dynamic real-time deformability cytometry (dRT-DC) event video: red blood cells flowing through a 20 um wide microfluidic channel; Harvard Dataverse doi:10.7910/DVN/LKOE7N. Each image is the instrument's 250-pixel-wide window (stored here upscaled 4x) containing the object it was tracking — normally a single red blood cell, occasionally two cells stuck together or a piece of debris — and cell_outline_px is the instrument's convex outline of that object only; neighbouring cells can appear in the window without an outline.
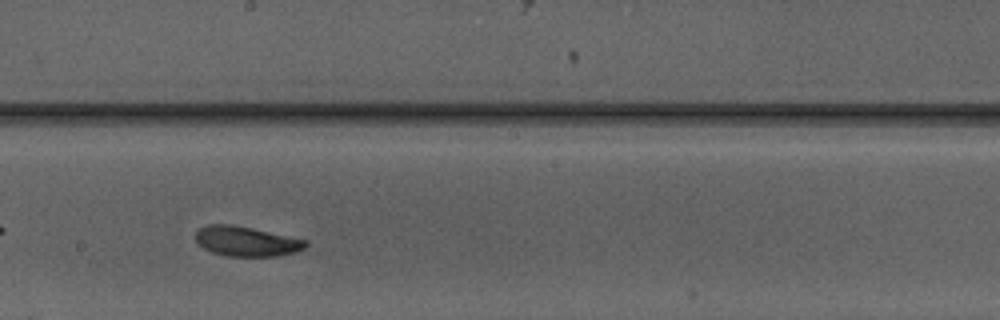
{"species": "Egyptian fruit bat (a non-hibernating species)", "species_latin": "Rousettus aegyptiacus", "temperature_condition": "warm", "stored_images_in_passage": 35, "camera_frame_rate_fps": 3000, "um_per_image_px": 0.085, "animal": {"sex": "male"}, "frame": {"image": 1, "passage_image": 16, "time_ms": 5.0, "image_size_px": [1000, 320], "cell_outline_px": [[308, 244], [304, 248], [296, 252], [276, 256], [224, 256], [212, 252], [204, 248], [196, 240], [196, 232], [200, 228], [208, 224], [232, 224], [252, 228], [308, 240]], "centroid_in_image_um": [20.96, 20.51], "position_along_channel_um": 227.2, "area_um2": 19.13}}
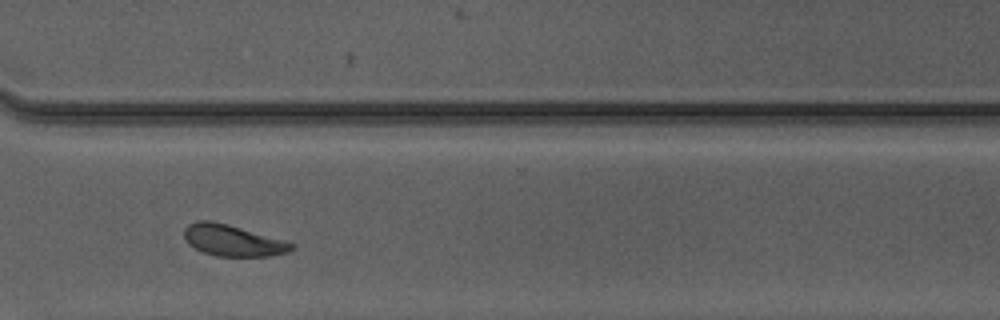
{"frame": {"image": 2, "passage_image": 25, "time_ms": 8.0, "image_size_px": [1000, 320], "cell_outline_px": [[292, 248], [288, 252], [268, 256], [216, 256], [204, 252], [188, 244], [184, 236], [184, 228], [188, 224], [196, 220], [212, 220], [228, 224], [288, 240], [292, 244]], "centroid_in_image_um": [19.77, 20.42], "position_along_channel_um": 350.8, "area_um2": 19.71}, "authors_computed_cell_mechanics": {"area_um2": 19.7098, "velocity_mm_per_s": 4.1148, "shape_relaxation_time_tau1_ms": 3.4449, "shape_relaxation_time_tau2_ms": 2.2987, "deformation_change_tau1": 0.1241, "deformation_change_tau2": 0.0678}}